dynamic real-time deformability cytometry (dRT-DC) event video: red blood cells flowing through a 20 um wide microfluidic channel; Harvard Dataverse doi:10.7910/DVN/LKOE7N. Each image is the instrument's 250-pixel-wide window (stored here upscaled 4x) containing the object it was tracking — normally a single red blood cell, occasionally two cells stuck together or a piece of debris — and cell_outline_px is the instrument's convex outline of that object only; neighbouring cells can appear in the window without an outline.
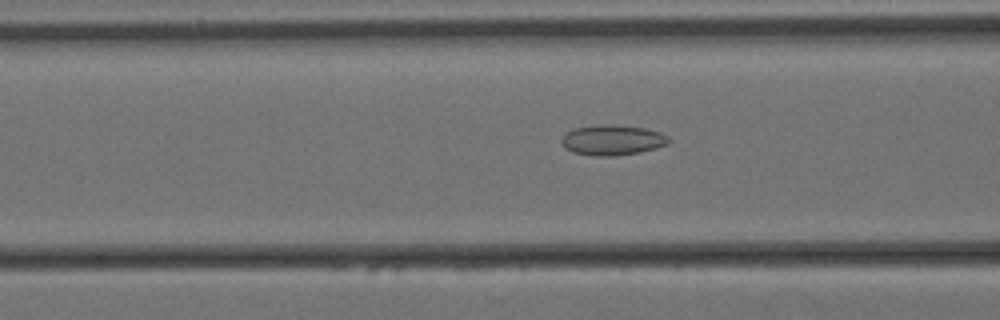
{"species": "Egyptian fruit bat (a non-hibernating species)", "species_latin": "Rousettus aegyptiacus", "temperature_condition": "cold", "stored_images_in_passage": 42, "camera_frame_rate_fps": 3000, "um_per_image_px": 0.085, "animal": {"sex": "female"}, "frame": {"image": 1, "passage_image": 17, "time_ms": 5.333, "image_size_px": [1000, 320], "cell_outline_px": [[668, 144], [656, 148], [640, 152], [616, 156], [592, 156], [572, 152], [564, 148], [560, 140], [572, 128], [596, 124], [612, 124], [644, 128], [660, 132], [668, 136]], "centroid_in_image_um": [52.02, 11.9], "position_along_channel_um": 114.6, "area_um2": 19.13}}
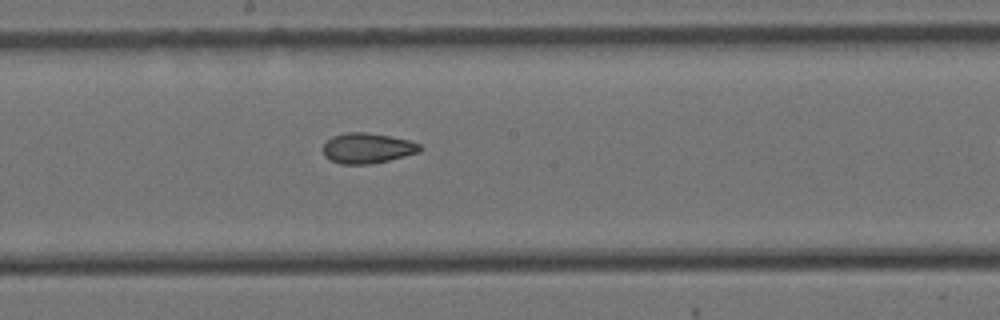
{"frame": {"image": 2, "passage_image": 26, "time_ms": 8.333, "image_size_px": [1000, 320], "cell_outline_px": [[424, 148], [420, 152], [372, 164], [340, 164], [324, 156], [324, 144], [332, 136], [344, 132], [368, 132], [408, 140], [420, 144]], "centroid_in_image_um": [31.24, 12.59], "position_along_channel_um": 217.0, "area_um2": 17.11}}
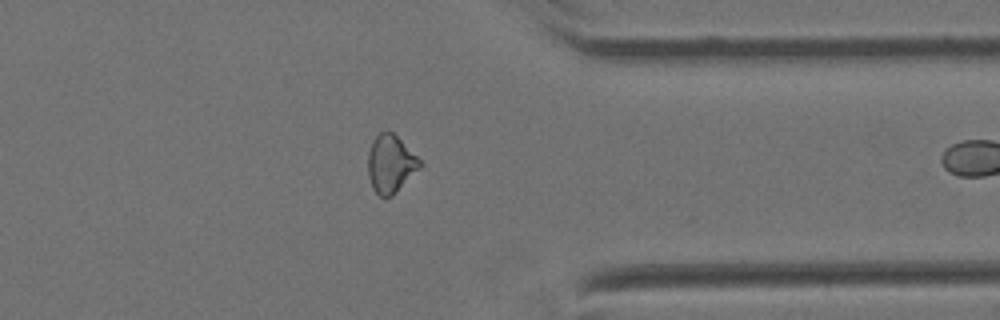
{"frame": {"image": 3, "passage_image": 41, "time_ms": 13.333, "image_size_px": [1000, 320], "cell_outline_px": [[424, 164], [392, 196], [384, 200], [372, 188], [368, 176], [368, 152], [372, 140], [380, 132], [388, 128]], "centroid_in_image_um": [33.17, 13.94], "position_along_channel_um": 378.2, "area_um2": 17.57}}